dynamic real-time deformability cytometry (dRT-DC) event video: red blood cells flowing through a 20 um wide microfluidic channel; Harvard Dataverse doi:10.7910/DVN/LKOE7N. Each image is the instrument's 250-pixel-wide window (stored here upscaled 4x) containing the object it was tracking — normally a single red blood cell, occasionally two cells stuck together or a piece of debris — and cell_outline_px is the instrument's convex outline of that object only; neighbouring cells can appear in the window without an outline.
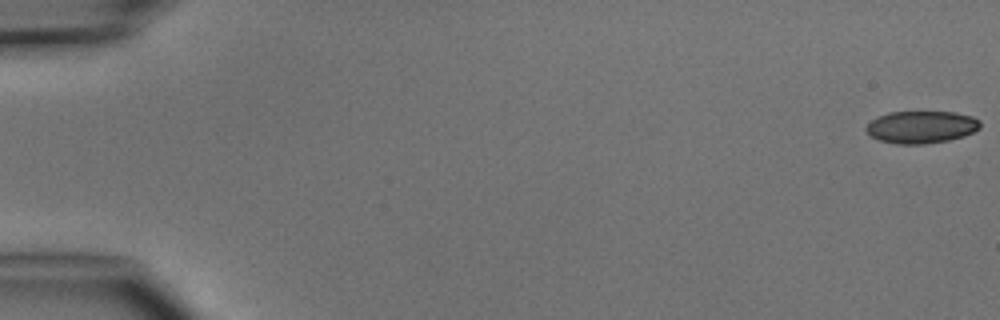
{"species": "common noctule bat (a hibernating species)", "species_latin": "Nyctalus noctula", "temperature_condition": "cold", "stored_images_in_passage": 5, "camera_frame_rate_fps": 3000, "um_per_image_px": 0.085, "animal": {"sex": "male", "body_mass_g": 15.6}, "frame": {"image": 1, "passage_image": 1, "time_ms": 0.0, "image_size_px": [1000, 320], "cell_outline_px": [[980, 128], [964, 136], [948, 140], [924, 144], [896, 144], [880, 140], [872, 136], [864, 128], [872, 120], [888, 112], [956, 112], [972, 116], [980, 120]], "centroid_in_image_um": [78.33, 10.79], "position_along_channel_um": 6.7, "area_um2": 21.39}}
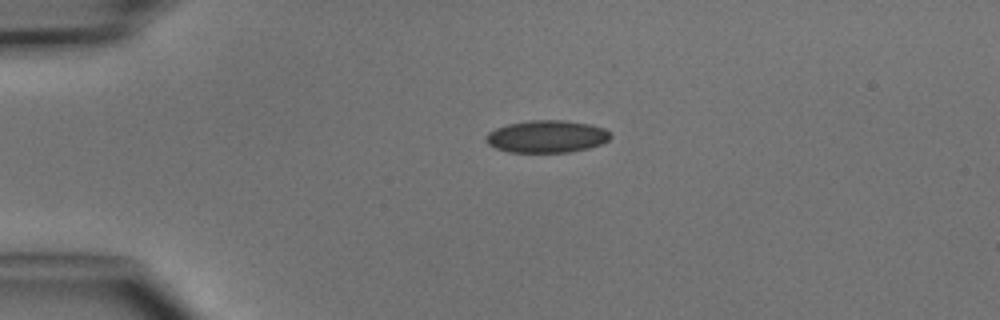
{"frame": {"image": 2, "passage_image": 4, "time_ms": 3.667, "image_size_px": [1000, 320], "cell_outline_px": [[612, 136], [608, 140], [600, 144], [588, 148], [568, 152], [508, 152], [496, 148], [488, 144], [484, 140], [484, 136], [488, 132], [496, 128], [508, 124], [532, 120], [564, 120], [592, 124], [604, 128]], "centroid_in_image_um": [46.45, 11.6], "position_along_channel_um": 38.5, "area_um2": 23.52}}